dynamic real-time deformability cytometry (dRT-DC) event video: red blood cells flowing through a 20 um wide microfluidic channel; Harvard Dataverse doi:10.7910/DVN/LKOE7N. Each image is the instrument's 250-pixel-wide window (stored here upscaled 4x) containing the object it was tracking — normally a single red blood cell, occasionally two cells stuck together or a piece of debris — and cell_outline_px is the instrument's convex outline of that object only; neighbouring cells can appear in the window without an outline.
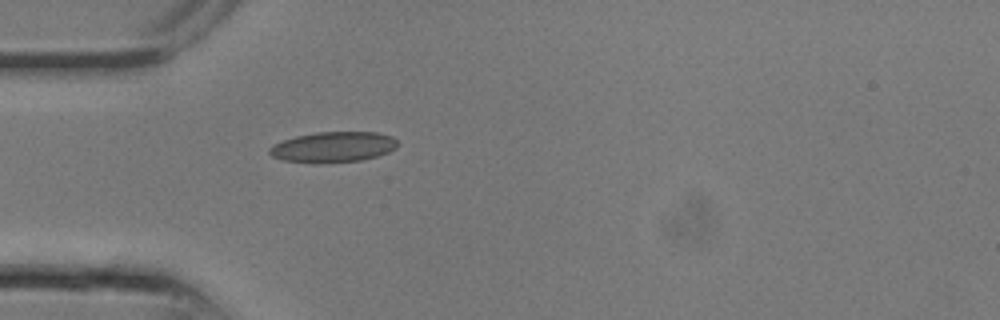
{"species": "common noctule bat (a hibernating species)", "species_latin": "Nyctalus noctula", "temperature_condition": "room temperature", "stored_images_in_passage": 17, "camera_frame_rate_fps": 3000, "um_per_image_px": 0.085, "animal": {"sex": "male", "body_mass_g": 13.3}, "frame": {"image": 1, "passage_image": 1, "time_ms": 0.0, "image_size_px": [1000, 320], "cell_outline_px": [[400, 144], [396, 148], [388, 152], [376, 156], [360, 160], [320, 164], [312, 164], [280, 160], [272, 156], [268, 152], [268, 148], [272, 144], [296, 136], [316, 132], [376, 132], [392, 136]], "centroid_in_image_um": [28.28, 12.51], "position_along_channel_um": 56.7, "area_um2": 23.18}}
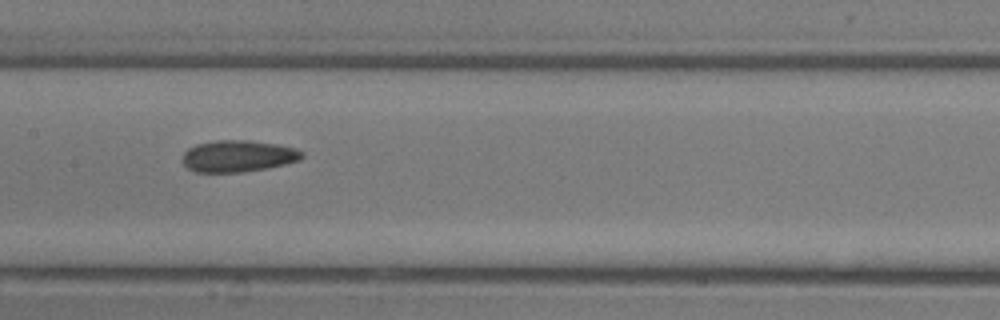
{"frame": {"image": 2, "passage_image": 6, "time_ms": 1.667, "image_size_px": [1000, 320], "cell_outline_px": [[304, 156], [300, 160], [268, 168], [240, 172], [196, 172], [188, 168], [180, 160], [184, 152], [188, 148], [196, 144], [216, 140], [248, 140], [280, 144], [296, 148], [304, 152]], "centroid_in_image_um": [20.24, 13.26], "position_along_channel_um": 187.2, "area_um2": 22.31}}
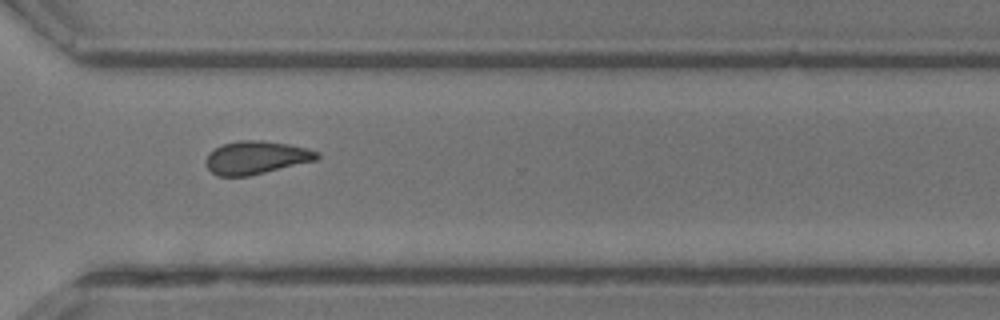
{"frame": {"image": 3, "passage_image": 12, "time_ms": 3.667, "image_size_px": [1000, 320], "cell_outline_px": [[320, 156], [316, 160], [248, 176], [216, 176], [208, 168], [204, 160], [208, 152], [220, 144], [240, 140], [260, 140], [288, 144], [308, 148], [320, 152]], "centroid_in_image_um": [21.74, 13.38], "position_along_channel_um": 348.9, "area_um2": 21.56}}